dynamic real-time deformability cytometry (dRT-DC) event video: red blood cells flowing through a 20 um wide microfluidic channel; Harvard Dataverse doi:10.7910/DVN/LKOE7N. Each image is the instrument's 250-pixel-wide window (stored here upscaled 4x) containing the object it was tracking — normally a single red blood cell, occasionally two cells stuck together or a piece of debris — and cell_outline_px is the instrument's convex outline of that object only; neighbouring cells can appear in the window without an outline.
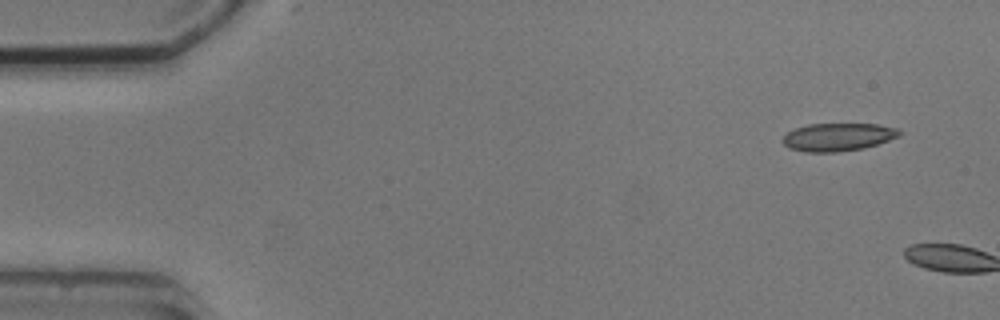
{"species": "common noctule bat (a hibernating species)", "species_latin": "Nyctalus noctula", "temperature_condition": "cold", "stored_images_in_passage": 5, "segment_of_instrument_passage": [2, 2], "camera_frame_rate_fps": 3000, "um_per_image_px": 0.085, "animal": {"sex": "male", "body_mass_g": 20.5, "forearm_length_mm": 52.5}, "frame": {"image": 1, "passage_image": 5, "time_ms": 5.667, "image_size_px": [1000, 320], "cell_outline_px": [[900, 136], [864, 148], [836, 152], [804, 152], [788, 148], [780, 140], [788, 132], [796, 128], [808, 124], [876, 124], [900, 128]], "centroid_in_image_um": [71.21, 11.65], "position_along_channel_um": 13.8, "area_um2": 19.02}}